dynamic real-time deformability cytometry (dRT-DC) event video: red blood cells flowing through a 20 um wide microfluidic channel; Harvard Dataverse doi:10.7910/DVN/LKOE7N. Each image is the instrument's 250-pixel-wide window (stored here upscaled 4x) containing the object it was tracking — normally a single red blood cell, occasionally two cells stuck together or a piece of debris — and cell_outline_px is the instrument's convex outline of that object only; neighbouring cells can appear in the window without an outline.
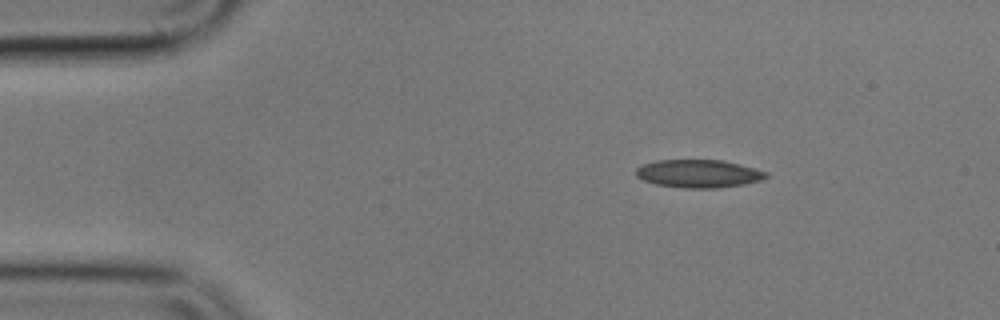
{"species": "common noctule bat (a hibernating species)", "species_latin": "Nyctalus noctula", "temperature_condition": "cold", "stored_images_in_passage": 48, "camera_frame_rate_fps": 3000, "um_per_image_px": 0.085, "animal": {"sex": "male", "body_mass_g": 17.9}, "frame": {"image": 1, "passage_image": 1, "time_ms": 0.0, "image_size_px": [1000, 320], "cell_outline_px": [[768, 176], [760, 180], [744, 184], [716, 188], [684, 188], [656, 184], [644, 180], [636, 176], [636, 168], [644, 164], [656, 160], [724, 160], [740, 164], [768, 172]], "centroid_in_image_um": [59.39, 14.75], "position_along_channel_um": 25.6, "area_um2": 21.15}}
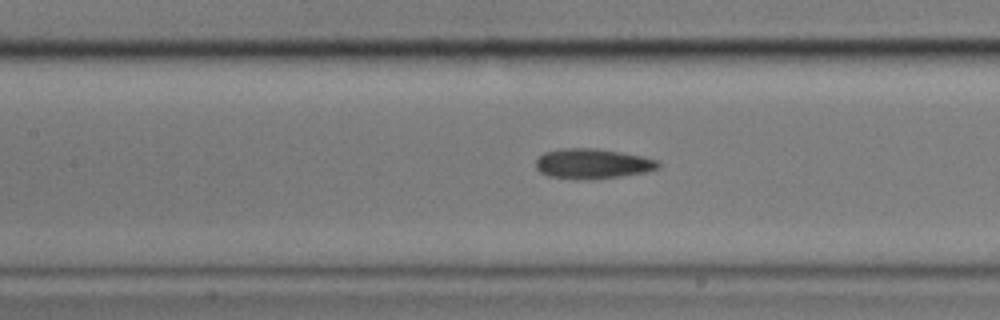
{"frame": {"image": 2, "passage_image": 17, "time_ms": 5.333, "image_size_px": [1000, 320], "cell_outline_px": [[660, 168], [644, 172], [620, 176], [580, 180], [576, 180], [548, 176], [540, 172], [536, 168], [536, 160], [544, 152], [560, 148], [596, 148], [620, 152], [640, 156], [656, 160], [660, 164]], "centroid_in_image_um": [50.31, 13.91], "position_along_channel_um": 157.1, "area_um2": 21.39}}
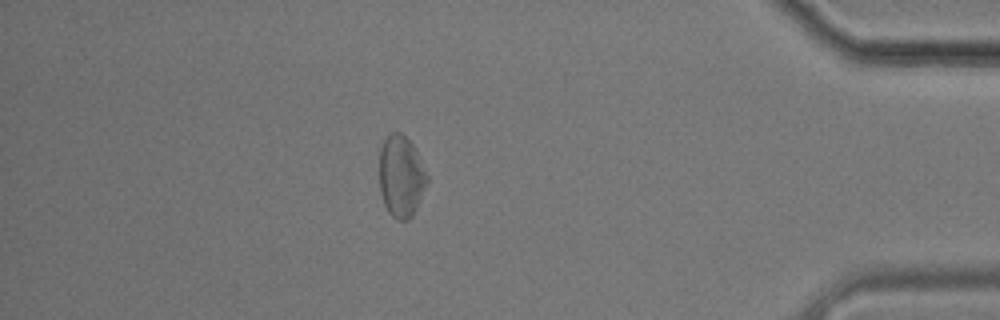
{"frame": {"image": 3, "passage_image": 41, "time_ms": 13.333, "image_size_px": [1000, 320], "cell_outline_px": [[428, 180], [416, 208], [412, 216], [408, 220], [396, 220], [388, 212], [384, 204], [380, 192], [380, 148], [384, 140], [392, 132], [400, 132], [412, 144], [428, 176]], "centroid_in_image_um": [34.08, 15.01], "position_along_channel_um": 401.1, "area_um2": 22.43}, "authors_computed_cell_mechanics": {"area_um2": 21.5594, "velocity_mm_per_s": 3.5739, "shape_relaxation_time_tau1_ms": 9.0066, "shape_relaxation_time_tau2_ms": 4.7042, "deformation_change_tau1": 0.1288, "deformation_change_tau2": 0.1276}}